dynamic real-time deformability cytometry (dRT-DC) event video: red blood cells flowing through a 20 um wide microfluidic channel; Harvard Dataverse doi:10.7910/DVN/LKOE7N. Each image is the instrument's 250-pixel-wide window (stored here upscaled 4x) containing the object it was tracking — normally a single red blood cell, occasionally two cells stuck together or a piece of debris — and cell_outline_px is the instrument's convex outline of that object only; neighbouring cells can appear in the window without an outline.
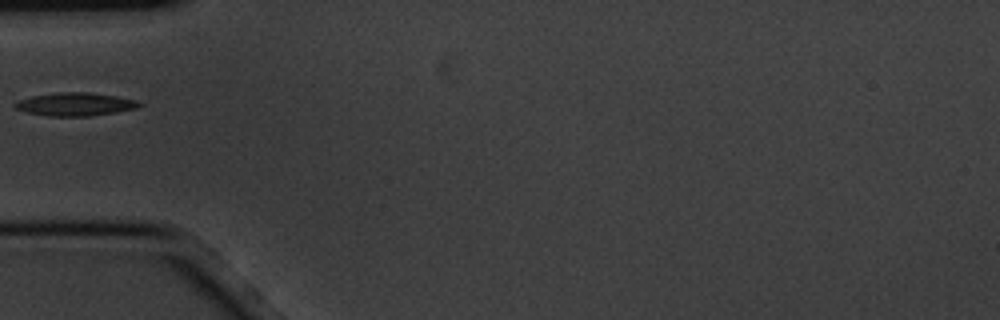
{"species": "common noctule bat (a hibernating species)", "species_latin": "Nyctalus noctula", "temperature_condition": "cold", "stored_images_in_passage": 1, "camera_frame_rate_fps": 3000, "um_per_image_px": 0.085, "animal": {"sex": "male", "body_mass_g": 20.1, "forearm_length_mm": 53.5}, "frame": {"image": 1, "passage_image": 1, "time_ms": 0.0, "image_size_px": [1000, 320], "cell_outline_px": [[144, 104], [140, 108], [116, 112], [88, 116], [48, 116], [28, 112], [16, 108], [12, 104], [20, 100], [32, 96], [56, 92], [88, 92], [116, 96], [136, 100]], "centroid_in_image_um": [6.44, 8.86], "position_along_channel_um": 78.6, "area_um2": 16.76}}